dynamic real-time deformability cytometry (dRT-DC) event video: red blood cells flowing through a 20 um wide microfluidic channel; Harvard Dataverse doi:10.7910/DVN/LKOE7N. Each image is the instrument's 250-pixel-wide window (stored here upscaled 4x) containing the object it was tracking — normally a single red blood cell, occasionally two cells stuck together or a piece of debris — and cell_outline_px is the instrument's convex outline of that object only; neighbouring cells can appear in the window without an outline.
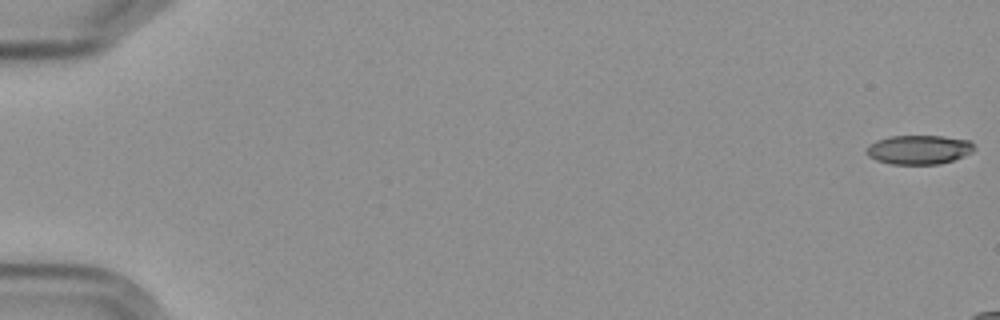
{"species": "Egyptian fruit bat (a non-hibernating species)", "species_latin": "Rousettus aegyptiacus", "temperature_condition": "cold", "stored_images_in_passage": 4, "camera_frame_rate_fps": 3000, "um_per_image_px": 0.085, "frame": {"image": 1, "passage_image": 1, "time_ms": 0.0, "image_size_px": [1000, 320], "cell_outline_px": [[976, 148], [972, 152], [964, 156], [940, 164], [892, 164], [876, 160], [868, 156], [864, 152], [864, 148], [868, 144], [876, 140], [888, 136], [944, 136], [972, 140]], "centroid_in_image_um": [78.09, 12.71], "position_along_channel_um": 6.9, "area_um2": 18.67}}